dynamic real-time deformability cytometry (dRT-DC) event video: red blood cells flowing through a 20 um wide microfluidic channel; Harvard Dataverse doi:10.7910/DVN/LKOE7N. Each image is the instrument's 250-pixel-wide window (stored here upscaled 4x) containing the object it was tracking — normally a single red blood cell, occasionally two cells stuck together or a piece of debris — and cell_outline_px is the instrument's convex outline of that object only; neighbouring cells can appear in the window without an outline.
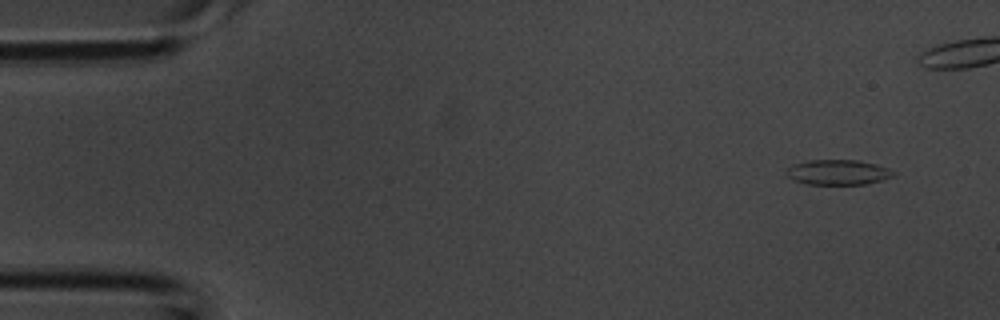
{"species": "common noctule bat (a hibernating species)", "species_latin": "Nyctalus noctula", "temperature_condition": "room temperature", "stored_images_in_passage": 5, "camera_frame_rate_fps": 3000, "um_per_image_px": 0.085, "animal": {"sex": "male", "body_mass_g": 20.1, "forearm_length_mm": 53.5}, "frame": {"image": 1, "passage_image": 1, "time_ms": 0.0, "image_size_px": [1000, 320], "cell_outline_px": [[896, 172], [892, 176], [880, 180], [864, 184], [808, 184], [792, 180], [784, 172], [788, 168], [796, 164], [808, 160], [860, 160], [876, 164], [888, 168]], "centroid_in_image_um": [71.22, 14.64], "position_along_channel_um": 13.8, "area_um2": 15.55}}
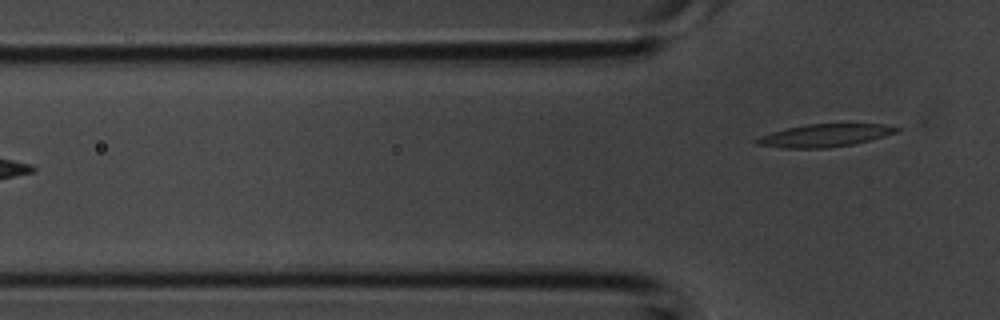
{"frame": {"image": 2, "passage_image": 5, "time_ms": 1.333, "image_size_px": [1000, 320], "cell_outline_px": [[904, 128], [896, 132], [884, 136], [852, 144], [828, 148], [780, 148], [756, 144], [752, 140], [760, 136], [772, 132], [788, 128], [808, 124], [884, 124]], "centroid_in_image_um": [70.08, 11.51], "position_along_channel_um": 55.7, "area_um2": 18.44}}